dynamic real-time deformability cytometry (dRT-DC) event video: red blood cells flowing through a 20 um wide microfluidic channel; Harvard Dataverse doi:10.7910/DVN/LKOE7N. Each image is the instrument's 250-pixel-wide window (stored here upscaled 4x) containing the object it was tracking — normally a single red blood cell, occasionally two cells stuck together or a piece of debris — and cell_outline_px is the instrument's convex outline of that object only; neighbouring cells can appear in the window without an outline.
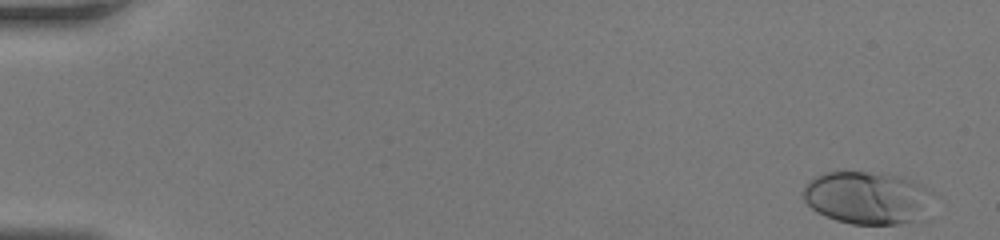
{"species": "human", "species_latin": "Homo sapiens", "temperature_condition": "room temperature", "stored_images_in_passage": 46, "segment_of_instrument_passage": [1, 2], "camera_frame_rate_fps": 3000, "um_per_image_px": 0.085, "donor": {"sex": "female"}, "frame": {"image": 1, "passage_image": 1, "time_ms": 0.0, "image_size_px": [1000, 240], "cell_outline_px": [[932, 192], [920, 224], [852, 224], [836, 220], [816, 212], [804, 200], [804, 188], [808, 180], [824, 172], [884, 172], [904, 176], [920, 184]], "centroid_in_image_um": [73.74, 16.81], "position_along_channel_um": 11.3, "area_um2": 40.34}}
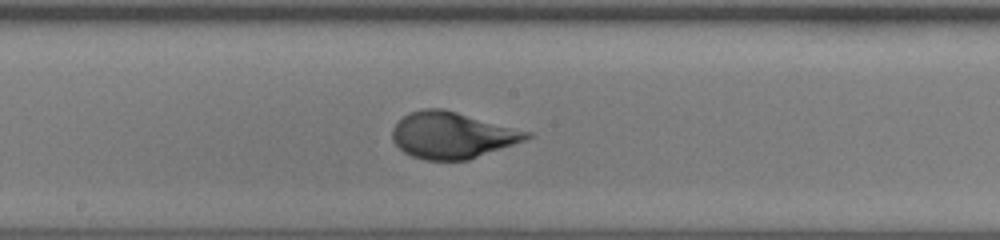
{"frame": {"image": 2, "passage_image": 25, "time_ms": 8.0, "image_size_px": [1000, 240], "cell_outline_px": [[532, 136], [524, 140], [468, 160], [424, 160], [412, 156], [404, 152], [392, 140], [392, 128], [404, 116], [412, 112], [424, 108], [444, 108], [532, 132]], "centroid_in_image_um": [38.43, 11.48], "position_along_channel_um": 209.8, "area_um2": 36.18}}
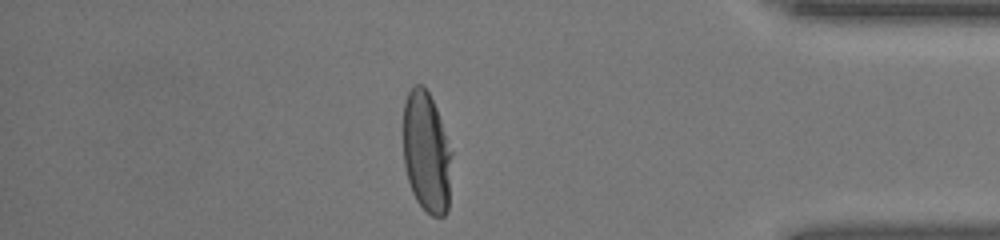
{"frame": {"image": 3, "passage_image": 39, "time_ms": 12.667, "image_size_px": [1000, 240], "cell_outline_px": [[452, 152], [448, 212], [444, 216], [432, 216], [416, 200], [412, 192], [408, 180], [404, 164], [404, 100], [408, 92], [416, 84], [420, 84], [428, 92], [436, 108]], "centroid_in_image_um": [36.26, 12.97], "position_along_channel_um": 398.9, "area_um2": 34.04}}